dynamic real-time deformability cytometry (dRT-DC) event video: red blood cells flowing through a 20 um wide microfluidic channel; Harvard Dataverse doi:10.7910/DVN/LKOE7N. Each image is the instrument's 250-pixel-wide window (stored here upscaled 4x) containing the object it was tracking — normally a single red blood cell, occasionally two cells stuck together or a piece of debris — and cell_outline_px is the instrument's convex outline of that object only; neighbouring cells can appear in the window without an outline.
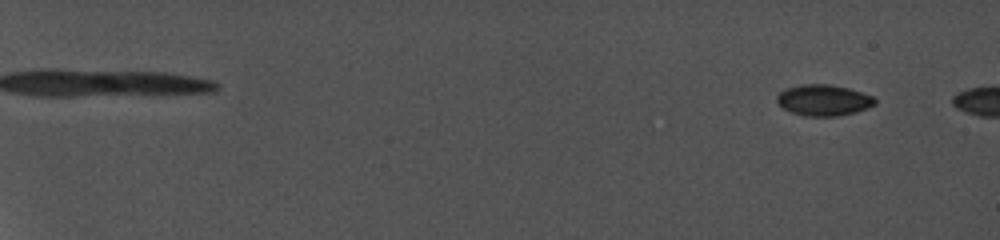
{"species": "common noctule bat (a hibernating species)", "species_latin": "Nyctalus noctula", "temperature_condition": "cold", "stored_images_in_passage": 14, "camera_frame_rate_fps": 5000, "um_per_image_px": 0.085, "animal": {"sex": "female", "body_mass_g": 19.0, "forearm_length_mm": 56.7}, "frame": {"image": 1, "passage_image": 8, "time_ms": 1.6, "image_size_px": [1000, 240], "cell_outline_px": [[876, 104], [868, 108], [856, 112], [836, 116], [804, 116], [792, 112], [784, 108], [776, 100], [776, 96], [780, 92], [788, 88], [800, 84], [828, 84], [848, 88], [872, 96], [876, 100]], "centroid_in_image_um": [70.01, 8.52], "position_along_channel_um": 15.0, "area_um2": 17.63}}